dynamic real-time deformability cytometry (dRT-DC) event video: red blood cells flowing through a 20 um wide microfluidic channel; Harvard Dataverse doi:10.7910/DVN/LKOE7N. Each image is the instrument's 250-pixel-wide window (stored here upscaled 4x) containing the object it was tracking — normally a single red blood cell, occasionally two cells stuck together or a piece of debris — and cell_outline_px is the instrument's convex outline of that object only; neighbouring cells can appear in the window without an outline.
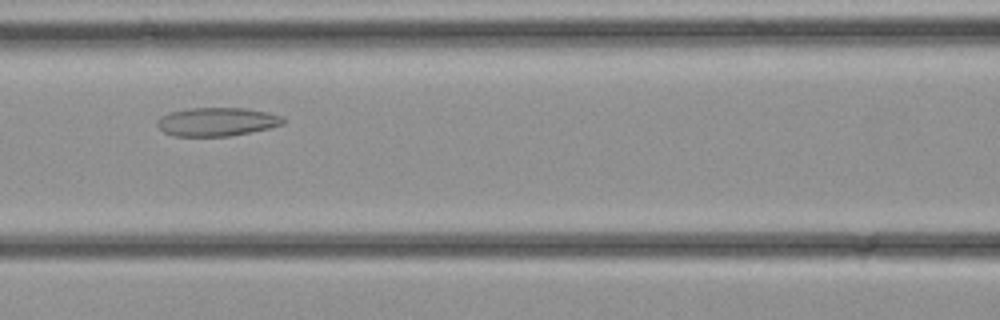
{"species": "common noctule bat (a hibernating species)", "species_latin": "Nyctalus noctula", "temperature_condition": "cold", "stored_images_in_passage": 32, "camera_frame_rate_fps": 3000, "um_per_image_px": 0.085, "animal": {"sex": "female", "body_mass_g": 21.9}, "frame": {"image": 1, "passage_image": 12, "time_ms": 3.667, "image_size_px": [1000, 320], "cell_outline_px": [[284, 124], [268, 128], [228, 136], [172, 136], [164, 132], [156, 124], [156, 120], [160, 116], [168, 112], [188, 108], [244, 108], [268, 112], [284, 116]], "centroid_in_image_um": [18.4, 10.34], "position_along_channel_um": 148.2, "area_um2": 21.04}}
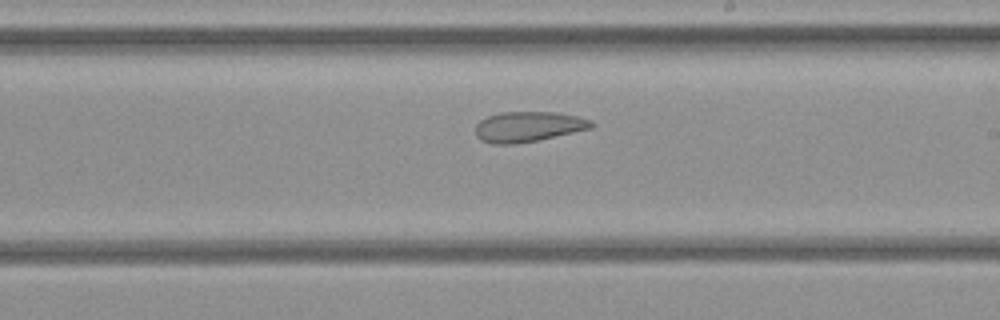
{"frame": {"image": 2, "passage_image": 17, "time_ms": 5.333, "image_size_px": [1000, 320], "cell_outline_px": [[596, 124], [592, 128], [536, 140], [516, 144], [492, 144], [480, 140], [476, 136], [476, 124], [480, 120], [488, 116], [500, 112], [556, 112], [576, 116], [592, 120]], "centroid_in_image_um": [44.88, 10.76], "position_along_channel_um": 244.1, "area_um2": 20.46}}
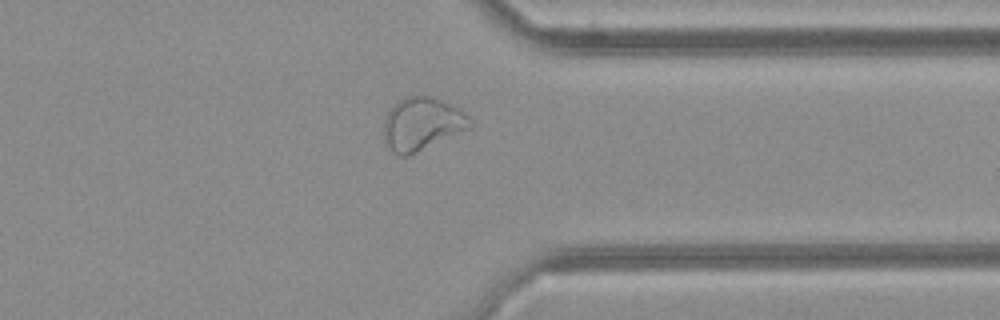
{"frame": {"image": 3, "passage_image": 24, "time_ms": 7.667, "image_size_px": [1000, 320], "cell_outline_px": [[472, 124], [468, 128], [408, 156], [400, 156], [392, 152], [388, 148], [384, 140], [384, 120], [388, 112], [404, 96], [436, 96], [464, 112], [472, 120]], "centroid_in_image_um": [35.84, 10.52], "position_along_channel_um": 375.6, "area_um2": 26.3}}